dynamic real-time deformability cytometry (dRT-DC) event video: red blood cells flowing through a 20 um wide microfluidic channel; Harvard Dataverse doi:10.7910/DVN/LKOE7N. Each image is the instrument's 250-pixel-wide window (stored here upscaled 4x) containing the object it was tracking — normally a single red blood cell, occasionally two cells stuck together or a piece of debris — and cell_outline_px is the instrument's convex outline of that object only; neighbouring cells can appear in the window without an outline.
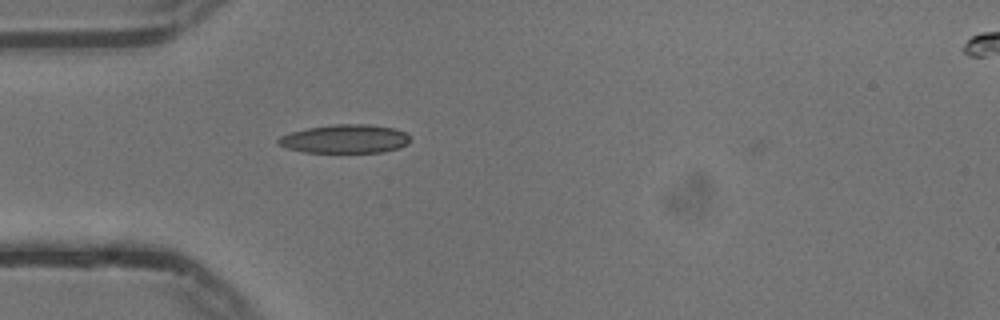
{"species": "common noctule bat (a hibernating species)", "species_latin": "Nyctalus noctula", "temperature_condition": "cold", "stored_images_in_passage": 2, "camera_frame_rate_fps": 3000, "um_per_image_px": 0.085, "animal": {"sex": "male", "body_mass_g": 13.3}, "frame": {"image": 1, "passage_image": 1, "time_ms": 0.0, "image_size_px": [1000, 320], "cell_outline_px": [[412, 140], [408, 144], [400, 148], [380, 152], [304, 152], [288, 148], [280, 144], [276, 140], [280, 136], [292, 132], [308, 128], [332, 124], [372, 124], [396, 128], [412, 136]], "centroid_in_image_um": [29.41, 11.79], "position_along_channel_um": 55.6, "area_um2": 22.14}}